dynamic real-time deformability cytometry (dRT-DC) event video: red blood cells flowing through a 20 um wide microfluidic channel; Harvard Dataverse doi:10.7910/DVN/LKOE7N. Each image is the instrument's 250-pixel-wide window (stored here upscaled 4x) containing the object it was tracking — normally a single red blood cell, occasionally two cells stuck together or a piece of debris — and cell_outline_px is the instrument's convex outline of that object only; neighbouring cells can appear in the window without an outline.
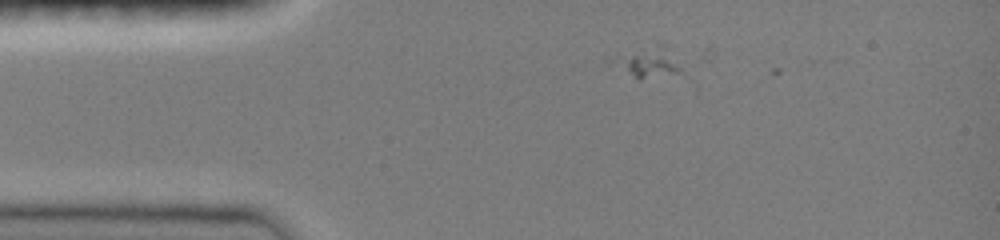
{"species": "common noctule bat (a hibernating species)", "species_latin": "Nyctalus noctula", "temperature_condition": "room temperature", "stored_images_in_passage": 3, "camera_frame_rate_fps": 3000, "um_per_image_px": 0.085, "animal": {"sex": "female", "body_mass_g": 19.0, "forearm_length_mm": 51.5}, "frame": {"image": 1, "passage_image": 1, "time_ms": 0.0, "image_size_px": [1000, 240], "cell_outline_px": [[684, 72], [640, 80], [636, 80], [608, 64], [608, 56], [660, 40], [664, 44]], "centroid_in_image_um": [54.9, 5.25], "position_along_channel_um": 30.1, "area_um2": 13.41}}